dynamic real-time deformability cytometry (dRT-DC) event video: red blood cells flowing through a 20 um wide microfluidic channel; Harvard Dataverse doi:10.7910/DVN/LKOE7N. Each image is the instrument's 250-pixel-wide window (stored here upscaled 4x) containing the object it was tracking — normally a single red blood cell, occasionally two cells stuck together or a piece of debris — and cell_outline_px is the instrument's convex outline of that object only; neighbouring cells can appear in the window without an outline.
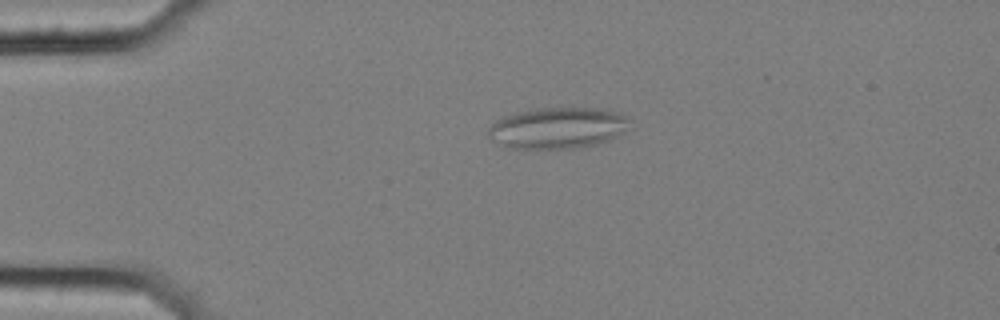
{"species": "common noctule bat (a hibernating species)", "species_latin": "Nyctalus noctula", "temperature_condition": "cold", "stored_images_in_passage": 51, "camera_frame_rate_fps": 3000, "um_per_image_px": 0.085, "animal": {"sex": "female", "body_mass_g": 25.1}, "frame": {"image": 1, "passage_image": 7, "time_ms": 2.0, "image_size_px": [1000, 320], "cell_outline_px": [[628, 120], [624, 128], [616, 136], [608, 140], [596, 144], [572, 148], [504, 148], [488, 136], [488, 128], [496, 120], [504, 116], [516, 112], [532, 108], [608, 108], [620, 112]], "centroid_in_image_um": [47.34, 10.86], "position_along_channel_um": 37.7, "area_um2": 33.81}}
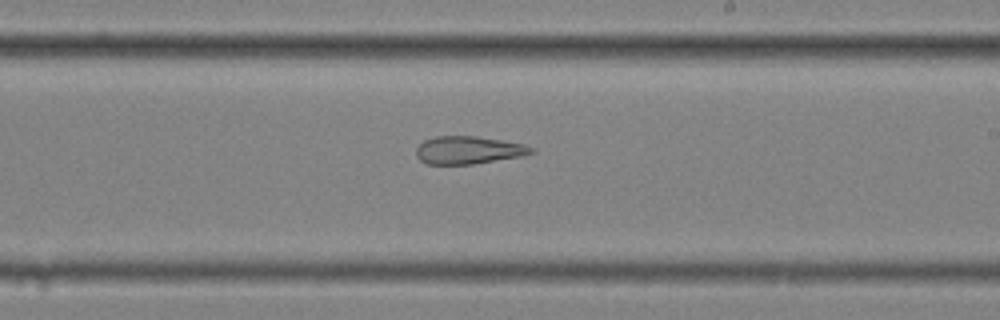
{"frame": {"image": 2, "passage_image": 28, "time_ms": 9.0, "image_size_px": [1000, 320], "cell_outline_px": [[536, 152], [520, 156], [472, 164], [428, 164], [420, 160], [416, 156], [416, 148], [424, 140], [436, 136], [476, 136], [504, 140], [524, 144], [536, 148]], "centroid_in_image_um": [39.83, 12.75], "position_along_channel_um": 249.2, "area_um2": 18.67}}
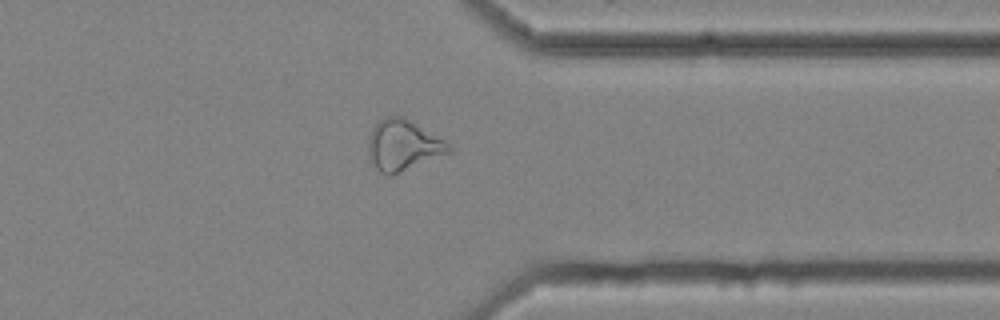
{"frame": {"image": 3, "passage_image": 39, "time_ms": 12.667, "image_size_px": [1000, 320], "cell_outline_px": [[452, 152], [392, 176], [388, 176], [380, 172], [376, 168], [368, 152], [368, 140], [372, 128], [380, 120], [388, 116], [404, 116], [452, 144]], "centroid_in_image_um": [34.3, 12.35], "position_along_channel_um": 377.1, "area_um2": 24.04}, "authors_computed_cell_mechanics": {"area_um2": 24.3916, "velocity_mm_per_s": 3.566, "shape_relaxation_time_tau1_ms": null, "shape_relaxation_time_tau2_ms": 3.4268, "deformation_change_tau1": null, "deformation_change_tau2": 0.132}}